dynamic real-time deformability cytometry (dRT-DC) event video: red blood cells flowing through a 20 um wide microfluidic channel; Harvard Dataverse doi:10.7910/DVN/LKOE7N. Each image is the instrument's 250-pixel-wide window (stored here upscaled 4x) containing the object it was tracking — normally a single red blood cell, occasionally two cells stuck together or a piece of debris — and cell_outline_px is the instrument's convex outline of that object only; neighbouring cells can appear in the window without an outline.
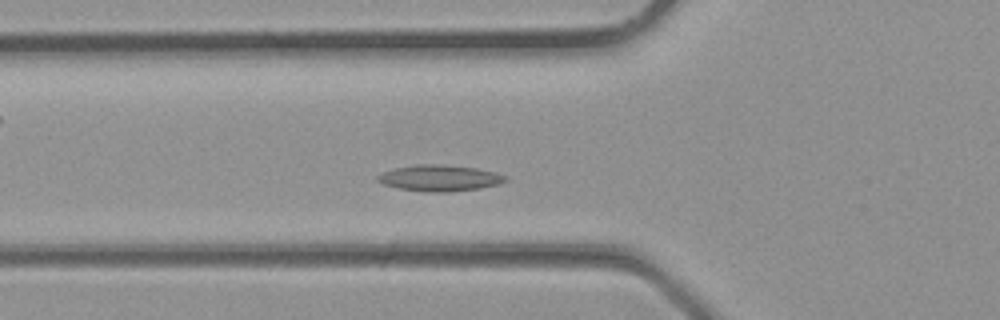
{"species": "common noctule bat (a hibernating species)", "species_latin": "Nyctalus noctula", "temperature_condition": "room temperature", "stored_images_in_passage": 27, "camera_frame_rate_fps": 3000, "um_per_image_px": 0.085, "animal": {"sex": "male", "body_mass_g": 23.1, "forearm_length_mm": 52.7}, "frame": {"image": 1, "passage_image": 4, "time_ms": 1.0, "image_size_px": [1000, 320], "cell_outline_px": [[508, 180], [500, 184], [480, 188], [448, 192], [428, 192], [396, 188], [384, 184], [376, 180], [376, 176], [384, 172], [396, 168], [416, 164], [444, 164], [476, 168], [496, 172], [504, 176]], "centroid_in_image_um": [37.37, 15.13], "position_along_channel_um": 88.4, "area_um2": 19.54}}
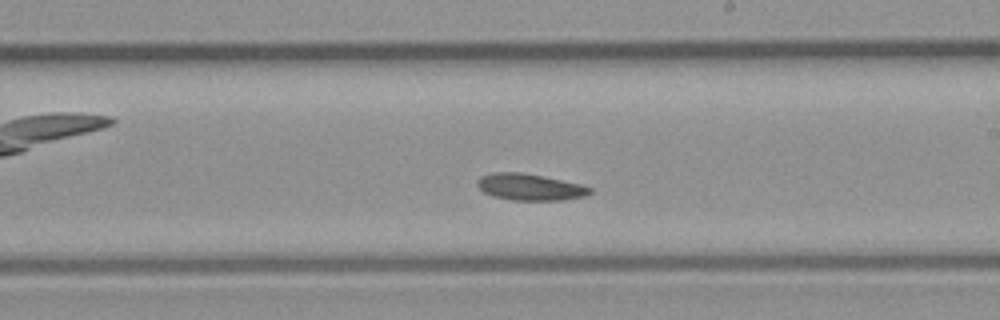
{"frame": {"image": 2, "passage_image": 12, "time_ms": 3.667, "image_size_px": [1000, 320], "cell_outline_px": [[592, 192], [584, 196], [564, 200], [512, 200], [492, 196], [484, 192], [476, 184], [476, 180], [480, 176], [492, 172], [520, 172], [544, 176], [580, 184], [592, 188]], "centroid_in_image_um": [45.01, 15.89], "position_along_channel_um": 244.0, "area_um2": 17.51}}
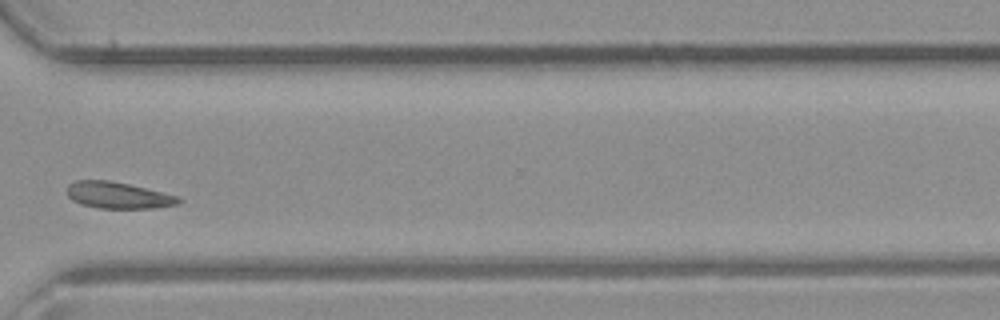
{"frame": {"image": 3, "passage_image": 18, "time_ms": 5.667, "image_size_px": [1000, 320], "cell_outline_px": [[180, 204], [156, 208], [100, 208], [80, 204], [72, 200], [68, 196], [68, 184], [76, 180], [108, 180], [128, 184], [180, 196]], "centroid_in_image_um": [10.05, 16.6], "position_along_channel_um": 360.5, "area_um2": 17.22}}